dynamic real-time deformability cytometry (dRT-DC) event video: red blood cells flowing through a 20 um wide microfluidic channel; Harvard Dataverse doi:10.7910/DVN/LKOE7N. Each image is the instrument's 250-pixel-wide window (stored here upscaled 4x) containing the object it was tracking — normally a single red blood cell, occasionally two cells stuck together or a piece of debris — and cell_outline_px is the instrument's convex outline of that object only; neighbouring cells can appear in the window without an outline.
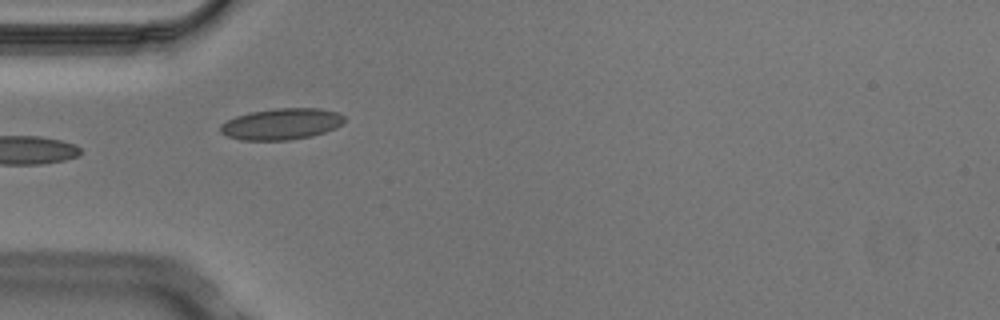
{"species": "Egyptian fruit bat (a non-hibernating species)", "species_latin": "Rousettus aegyptiacus", "temperature_condition": "cold", "stored_images_in_passage": 7, "camera_frame_rate_fps": 3000, "um_per_image_px": 0.085, "animal": {"sex": "male"}, "frame": {"image": 1, "passage_image": 4, "time_ms": 1.0, "image_size_px": [1000, 320], "cell_outline_px": [[344, 120], [336, 128], [312, 136], [288, 140], [240, 140], [228, 136], [220, 132], [220, 124], [236, 116], [248, 112], [276, 108], [320, 108], [340, 112], [344, 116]], "centroid_in_image_um": [23.93, 10.53], "position_along_channel_um": 61.1, "area_um2": 22.72}}
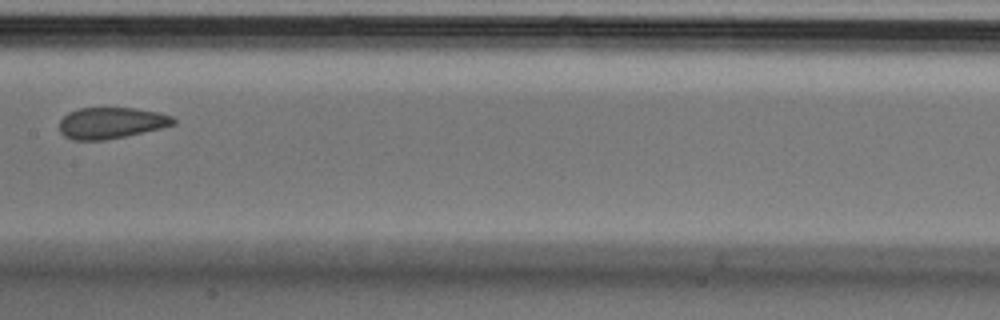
{"frame": {"image": 2, "passage_image": 7, "time_ms": 2.0, "image_size_px": [1000, 320], "cell_outline_px": [[176, 124], [160, 128], [124, 136], [104, 140], [72, 140], [64, 136], [60, 132], [60, 120], [68, 112], [80, 108], [136, 108], [160, 112], [172, 116], [176, 120]], "centroid_in_image_um": [9.45, 10.44], "position_along_channel_um": 198.0, "area_um2": 20.75}}